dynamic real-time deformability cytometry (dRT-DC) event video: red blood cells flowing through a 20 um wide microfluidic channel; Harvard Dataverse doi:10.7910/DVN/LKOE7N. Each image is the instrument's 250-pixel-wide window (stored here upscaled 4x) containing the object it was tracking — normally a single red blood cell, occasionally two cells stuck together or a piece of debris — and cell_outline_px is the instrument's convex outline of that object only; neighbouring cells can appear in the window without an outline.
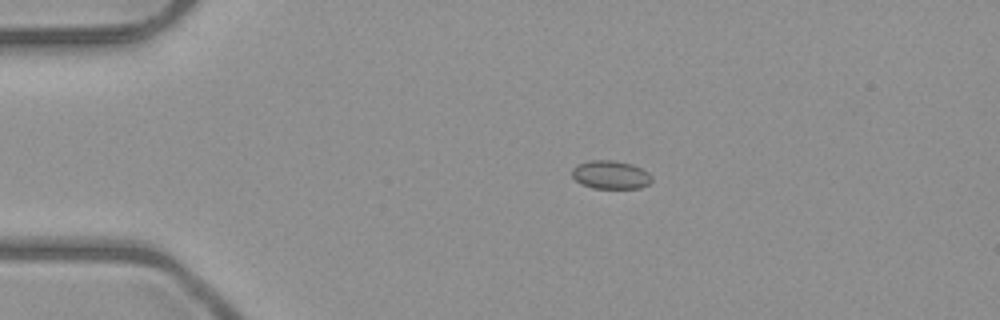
{"species": "common noctule bat (a hibernating species)", "species_latin": "Nyctalus noctula", "temperature_condition": "room temperature", "stored_images_in_passage": 7, "camera_frame_rate_fps": 3000, "um_per_image_px": 0.085, "animal": {"sex": "male", "body_mass_g": 23.1, "forearm_length_mm": 52.7}, "frame": {"image": 1, "passage_image": 4, "time_ms": 3.333, "image_size_px": [1000, 320], "cell_outline_px": [[652, 180], [648, 184], [640, 188], [592, 188], [580, 184], [572, 176], [572, 168], [576, 164], [588, 160], [612, 160], [632, 164], [648, 172], [652, 176]], "centroid_in_image_um": [51.87, 14.85], "position_along_channel_um": 33.1, "area_um2": 13.29}}
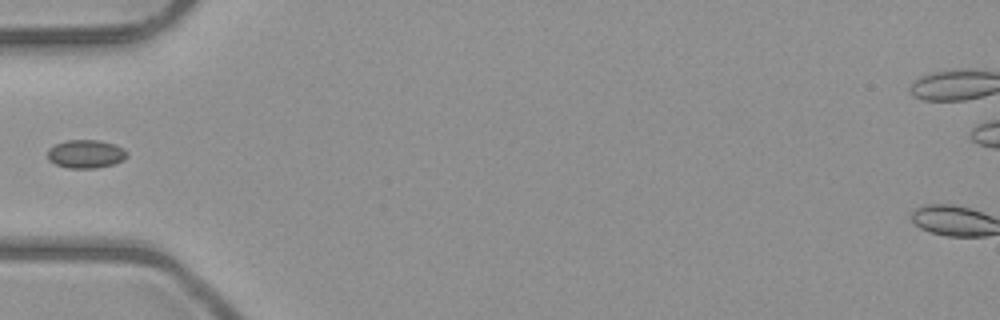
{"frame": {"image": 2, "passage_image": 6, "time_ms": 5.667, "image_size_px": [1000, 320], "cell_outline_px": [[128, 156], [124, 160], [112, 164], [96, 168], [68, 168], [56, 164], [48, 160], [48, 148], [56, 144], [68, 140], [100, 140], [124, 148], [128, 152]], "centroid_in_image_um": [7.31, 13.09], "position_along_channel_um": 77.7, "area_um2": 13.12}}
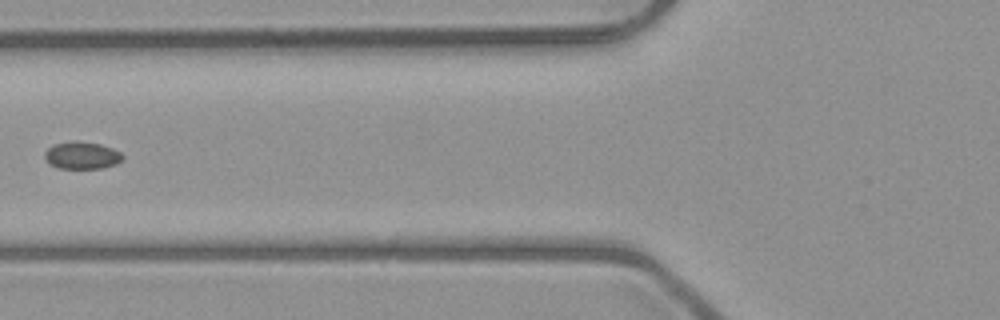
{"frame": {"image": 3, "passage_image": 7, "time_ms": 6.667, "image_size_px": [1000, 320], "cell_outline_px": [[124, 156], [116, 164], [100, 168], [60, 168], [48, 164], [44, 156], [44, 152], [52, 144], [72, 140], [76, 140], [100, 144], [112, 148], [120, 152]], "centroid_in_image_um": [6.91, 13.19], "position_along_channel_um": 118.9, "area_um2": 12.48}}